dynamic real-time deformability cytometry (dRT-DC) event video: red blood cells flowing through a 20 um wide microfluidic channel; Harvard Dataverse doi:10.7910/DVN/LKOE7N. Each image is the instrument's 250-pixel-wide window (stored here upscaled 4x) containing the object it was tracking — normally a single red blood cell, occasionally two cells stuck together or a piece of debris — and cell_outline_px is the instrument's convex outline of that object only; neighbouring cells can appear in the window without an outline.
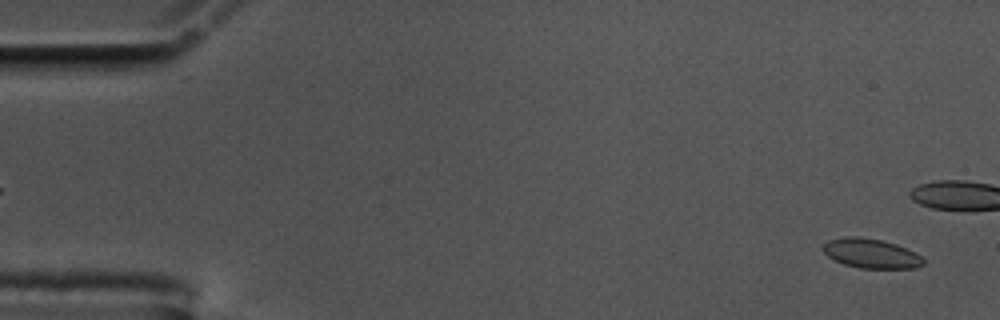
{"species": "common noctule bat (a hibernating species)", "species_latin": "Nyctalus noctula", "temperature_condition": "cold", "stored_images_in_passage": 57, "camera_frame_rate_fps": 3000, "um_per_image_px": 0.085, "animal": {"sex": "male", "body_mass_g": 17.5, "forearm_length_mm": 52.3}, "frame": {"image": 1, "passage_image": 2, "time_ms": 0.333, "image_size_px": [1000, 320], "cell_outline_px": [[924, 264], [916, 268], [860, 268], [844, 264], [828, 256], [820, 248], [828, 240], [844, 236], [856, 236], [880, 240], [896, 244], [916, 252], [924, 260]], "centroid_in_image_um": [74.03, 21.54], "position_along_channel_um": 11.0, "area_um2": 17.22}}
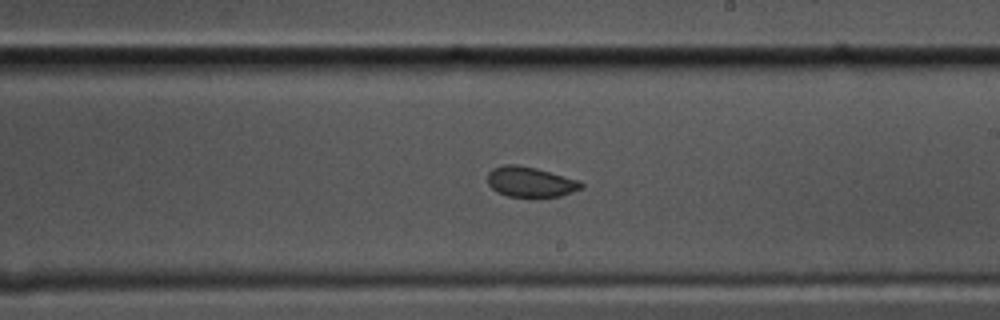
{"frame": {"image": 2, "passage_image": 32, "time_ms": 10.333, "image_size_px": [1000, 320], "cell_outline_px": [[584, 188], [560, 196], [508, 196], [496, 192], [488, 184], [488, 172], [492, 168], [504, 164], [516, 164], [536, 168], [580, 180], [584, 184]], "centroid_in_image_um": [45.09, 15.45], "position_along_channel_um": 243.9, "area_um2": 16.53}}
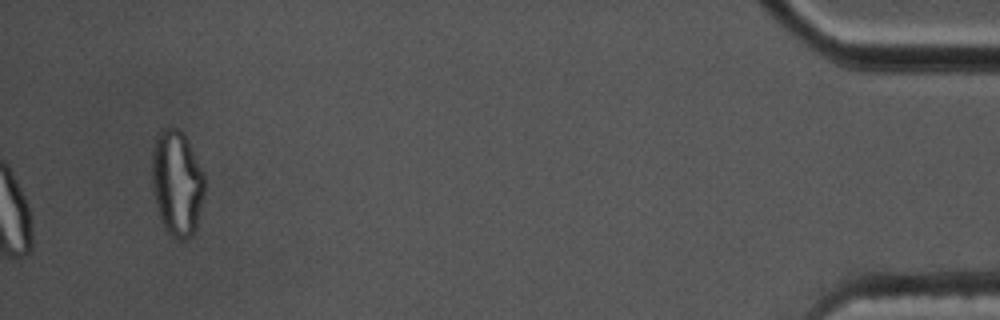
{"frame": {"image": 3, "passage_image": 57, "time_ms": 18.667, "image_size_px": [1000, 320], "cell_outline_px": [[204, 192], [196, 228], [192, 236], [184, 240], [176, 240], [164, 228], [160, 220], [156, 208], [152, 188], [152, 152], [156, 136], [160, 128], [180, 128], [184, 132], [188, 140], [204, 176]], "centroid_in_image_um": [15.02, 15.56], "position_along_channel_um": 420.2, "area_um2": 32.71}, "authors_computed_cell_mechanics": {"area_um2": 17.2822, "velocity_mm_per_s": 3.569, "shape_relaxation_time_tau1_ms": null, "shape_relaxation_time_tau2_ms": 1.1427, "deformation_change_tau1": null, "deformation_change_tau2": 0.0432}}